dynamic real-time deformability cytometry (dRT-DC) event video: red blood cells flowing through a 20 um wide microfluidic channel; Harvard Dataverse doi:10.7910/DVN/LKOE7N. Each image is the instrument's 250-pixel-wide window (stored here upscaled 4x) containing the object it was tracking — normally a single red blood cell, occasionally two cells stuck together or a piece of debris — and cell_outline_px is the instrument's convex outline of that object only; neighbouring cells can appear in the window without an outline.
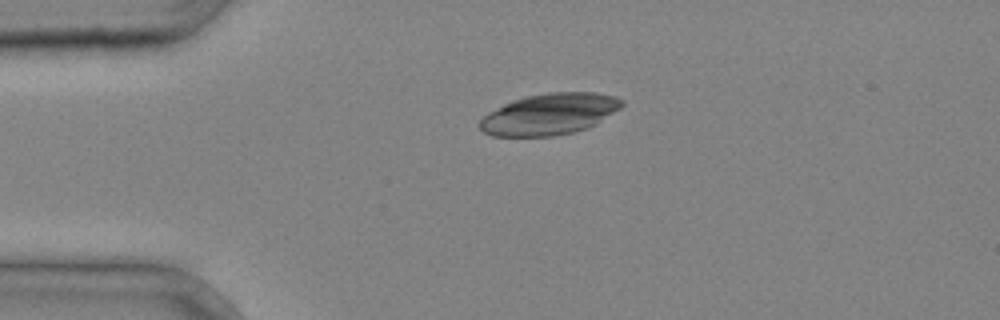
{"species": "common noctule bat (a hibernating species)", "species_latin": "Nyctalus noctula", "temperature_condition": "cold", "stored_images_in_passage": 2, "camera_frame_rate_fps": 3000, "um_per_image_px": 0.085, "animal": {"sex": "male", "body_mass_g": 20.4}, "frame": {"image": 1, "passage_image": 1, "time_ms": 0.0, "image_size_px": [1000, 320], "cell_outline_px": [[624, 104], [620, 108], [596, 124], [588, 128], [576, 132], [552, 136], [492, 136], [484, 132], [476, 124], [488, 112], [512, 100], [528, 96], [548, 92], [596, 92], [616, 96], [624, 100]], "centroid_in_image_um": [46.72, 9.7], "position_along_channel_um": 38.3, "area_um2": 34.39}}